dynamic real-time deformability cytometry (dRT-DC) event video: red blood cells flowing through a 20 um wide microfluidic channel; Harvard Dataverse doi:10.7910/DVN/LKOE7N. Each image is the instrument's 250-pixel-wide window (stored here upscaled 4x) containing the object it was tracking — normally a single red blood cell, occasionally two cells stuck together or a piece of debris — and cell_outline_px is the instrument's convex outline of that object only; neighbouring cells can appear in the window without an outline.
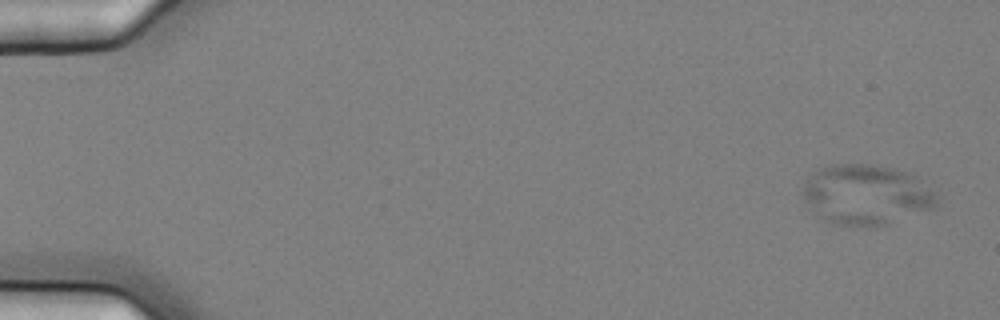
{"species": "common noctule bat (a hibernating species)", "species_latin": "Nyctalus noctula", "temperature_condition": "cold", "stored_images_in_passage": 11, "camera_frame_rate_fps": 3000, "um_per_image_px": 0.085, "animal": {"sex": "female", "body_mass_g": 25.1}, "frame": {"image": 1, "passage_image": 2, "time_ms": 0.333, "image_size_px": [1000, 320], "cell_outline_px": [[940, 208], [884, 224], [832, 224], [816, 216], [800, 192], [808, 180], [820, 168], [832, 164], [872, 164], [896, 168], [908, 172], [916, 176], [936, 192], [940, 196]], "centroid_in_image_um": [73.72, 16.53], "position_along_channel_um": 11.3, "area_um2": 47.16}}
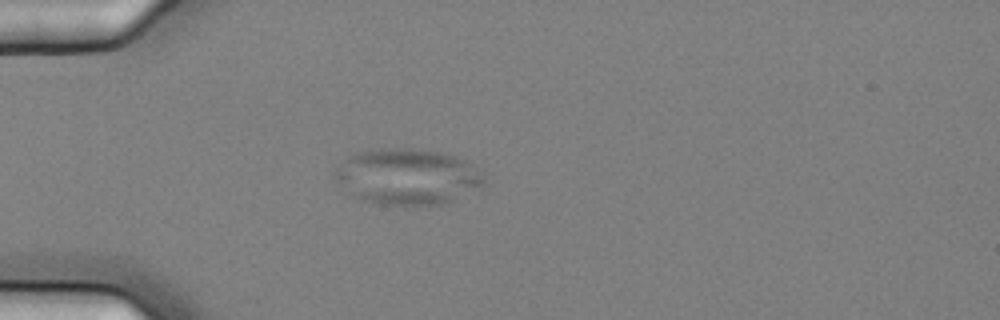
{"frame": {"image": 2, "passage_image": 5, "time_ms": 1.333, "image_size_px": [1000, 320], "cell_outline_px": [[484, 180], [480, 184], [452, 200], [444, 204], [380, 204], [364, 200], [352, 196], [336, 180], [336, 168], [348, 156], [356, 152], [380, 148], [420, 148], [444, 152], [456, 156], [464, 160]], "centroid_in_image_um": [34.53, 14.98], "position_along_channel_um": 50.5, "area_um2": 47.57}}
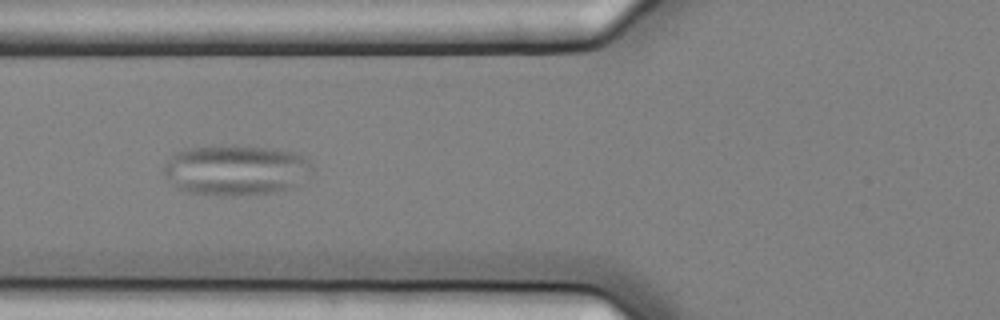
{"frame": {"image": 3, "passage_image": 7, "time_ms": 2.0, "image_size_px": [1000, 320], "cell_outline_px": [[316, 168], [312, 172], [296, 184], [288, 188], [276, 192], [232, 196], [220, 196], [184, 192], [172, 184], [164, 176], [164, 164], [176, 152], [188, 148], [204, 144], [232, 144], [272, 148], [292, 152], [308, 156]], "centroid_in_image_um": [20.04, 14.43], "position_along_channel_um": 105.8, "area_um2": 44.8}}